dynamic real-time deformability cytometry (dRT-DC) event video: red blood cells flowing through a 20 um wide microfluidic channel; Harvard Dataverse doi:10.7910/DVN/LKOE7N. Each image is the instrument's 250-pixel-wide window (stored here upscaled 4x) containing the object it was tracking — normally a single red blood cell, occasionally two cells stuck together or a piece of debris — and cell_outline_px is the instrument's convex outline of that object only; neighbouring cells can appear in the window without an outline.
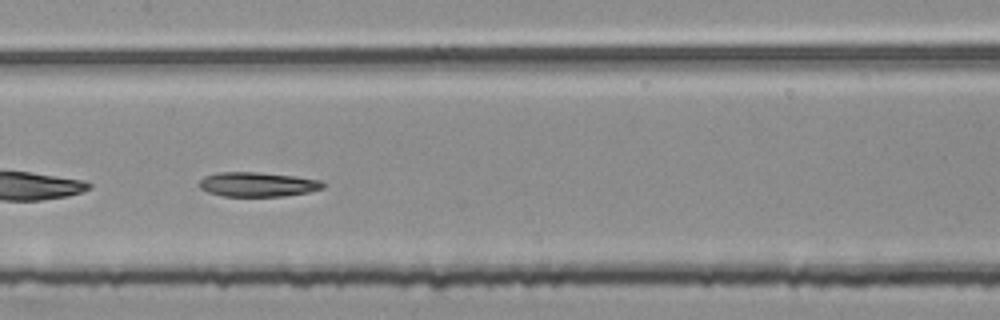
{"species": "common noctule bat (a hibernating species)", "species_latin": "Nyctalus noctula", "temperature_condition": "room temperature", "stored_images_in_passage": 52, "segment_of_instrument_passage": [2, 2], "camera_frame_rate_fps": 3000, "um_per_image_px": 0.085, "animal": {"sex": "female", "body_mass_g": 25.1}, "frame": {"image": 1, "passage_image": 27, "time_ms": 8.667, "image_size_px": [1000, 320], "cell_outline_px": [[324, 188], [308, 192], [284, 196], [224, 196], [208, 192], [200, 188], [200, 180], [204, 176], [216, 172], [260, 172], [296, 176], [320, 180], [324, 184]], "centroid_in_image_um": [21.9, 15.66], "position_along_channel_um": 185.5, "area_um2": 17.69}}
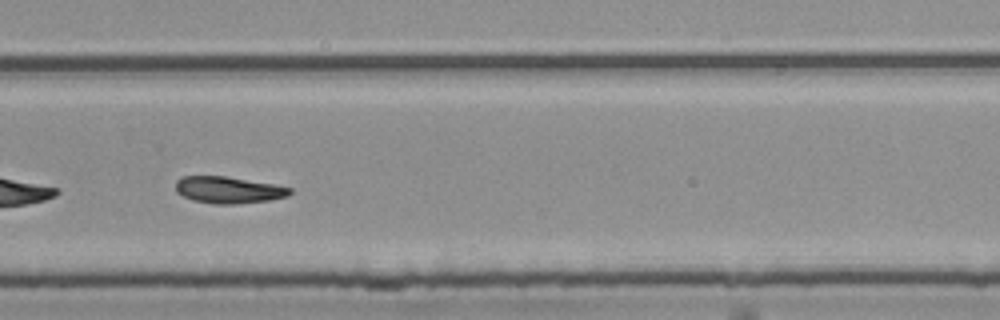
{"frame": {"image": 2, "passage_image": 37, "time_ms": 12.0, "image_size_px": [1000, 320], "cell_outline_px": [[292, 192], [288, 196], [268, 200], [232, 204], [216, 204], [192, 200], [176, 192], [176, 180], [180, 176], [224, 176], [272, 184], [292, 188]], "centroid_in_image_um": [19.38, 16.14], "position_along_channel_um": 310.4, "area_um2": 17.63}}